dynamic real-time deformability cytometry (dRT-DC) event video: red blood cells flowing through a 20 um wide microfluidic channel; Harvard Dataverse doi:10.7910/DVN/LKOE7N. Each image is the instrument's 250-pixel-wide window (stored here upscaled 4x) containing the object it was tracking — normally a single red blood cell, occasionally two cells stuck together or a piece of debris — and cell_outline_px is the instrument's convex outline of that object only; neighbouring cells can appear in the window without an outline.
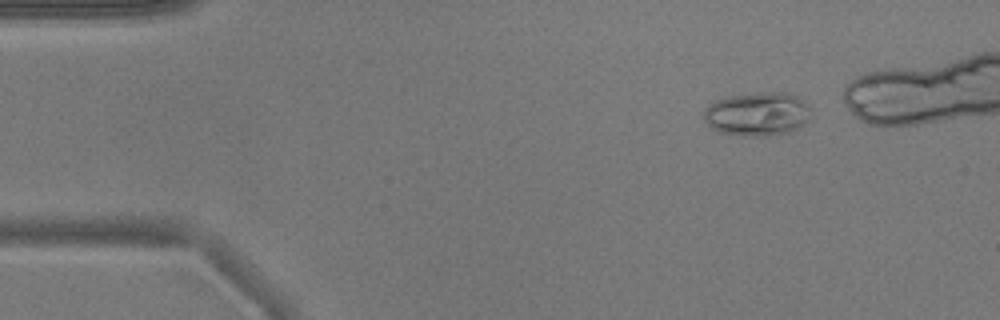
{"species": "common noctule bat (a hibernating species)", "species_latin": "Nyctalus noctula", "temperature_condition": "warm", "stored_images_in_passage": 40, "camera_frame_rate_fps": 3000, "um_per_image_px": 0.085, "animal": {"sex": "male", "body_mass_g": 17.9}, "frame": {"image": 1, "passage_image": 4, "time_ms": 1.0, "image_size_px": [1000, 320], "cell_outline_px": [[812, 116], [804, 124], [788, 132], [768, 136], [744, 136], [720, 132], [712, 128], [704, 120], [704, 108], [716, 100], [728, 96], [768, 92], [784, 92], [796, 96], [804, 100], [808, 104]], "centroid_in_image_um": [64.39, 9.69], "position_along_channel_um": 20.6, "area_um2": 27.34}}
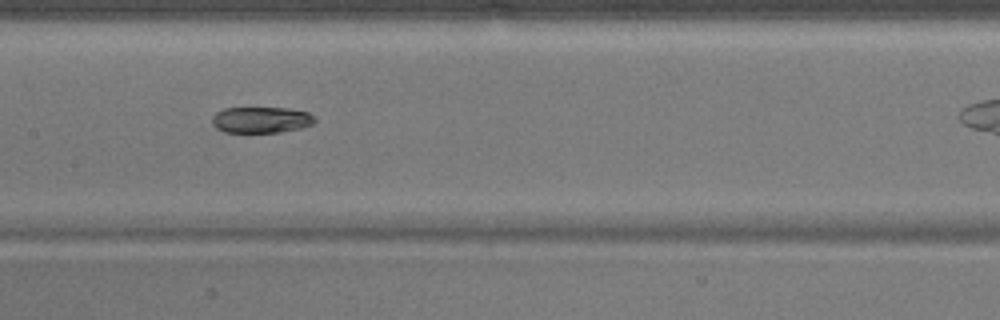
{"frame": {"image": 2, "passage_image": 23, "time_ms": 7.333, "image_size_px": [1000, 320], "cell_outline_px": [[316, 120], [312, 124], [300, 128], [280, 132], [224, 132], [216, 128], [212, 124], [212, 116], [216, 112], [224, 108], [288, 108], [308, 112]], "centroid_in_image_um": [22.16, 10.18], "position_along_channel_um": 185.2, "area_um2": 15.61}}
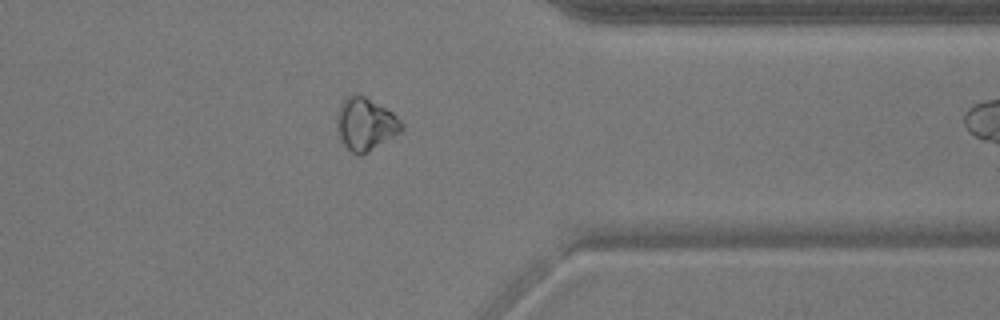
{"frame": {"image": 3, "passage_image": 39, "time_ms": 12.667, "image_size_px": [1000, 320], "cell_outline_px": [[404, 128], [400, 132], [360, 156], [352, 152], [344, 144], [336, 128], [336, 112], [340, 104], [352, 92], [356, 92], [364, 96], [392, 112], [404, 124]], "centroid_in_image_um": [31.04, 10.51], "position_along_channel_um": 380.4, "area_um2": 19.71}}